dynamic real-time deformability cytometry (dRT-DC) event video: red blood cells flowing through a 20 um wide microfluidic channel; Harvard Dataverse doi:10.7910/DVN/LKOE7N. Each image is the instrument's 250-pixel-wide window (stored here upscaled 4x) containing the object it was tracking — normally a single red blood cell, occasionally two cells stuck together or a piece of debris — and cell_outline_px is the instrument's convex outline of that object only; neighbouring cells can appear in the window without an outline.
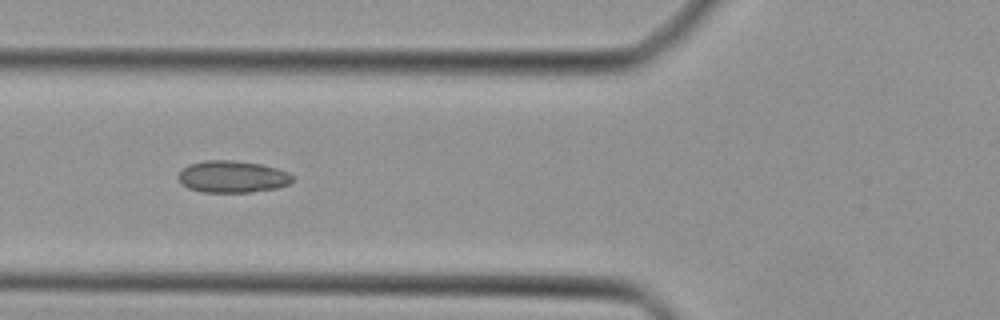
{"species": "Egyptian fruit bat (a non-hibernating species)", "species_latin": "Rousettus aegyptiacus", "temperature_condition": "cold", "stored_images_in_passage": 32, "camera_frame_rate_fps": 3000, "um_per_image_px": 0.085, "animal": {"sex": "female"}, "frame": {"image": 1, "passage_image": 5, "time_ms": 1.333, "image_size_px": [1000, 320], "cell_outline_px": [[296, 180], [288, 184], [276, 188], [252, 192], [204, 192], [188, 188], [180, 180], [180, 172], [188, 164], [204, 160], [232, 160], [260, 164], [276, 168], [288, 172]], "centroid_in_image_um": [19.79, 15.01], "position_along_channel_um": 106.0, "area_um2": 21.1}}
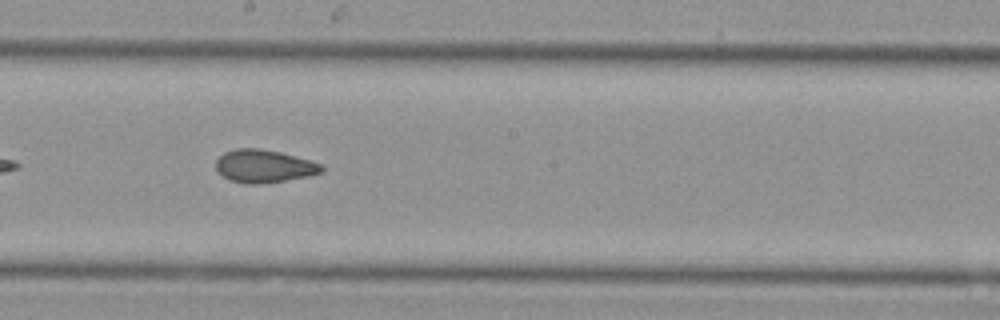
{"frame": {"image": 2, "passage_image": 13, "time_ms": 4.0, "image_size_px": [1000, 320], "cell_outline_px": [[324, 172], [308, 176], [260, 184], [248, 184], [232, 180], [224, 176], [216, 168], [216, 160], [224, 152], [236, 148], [256, 148], [280, 152], [308, 160], [320, 164], [324, 168]], "centroid_in_image_um": [22.44, 14.12], "position_along_channel_um": 225.8, "area_um2": 19.94}}
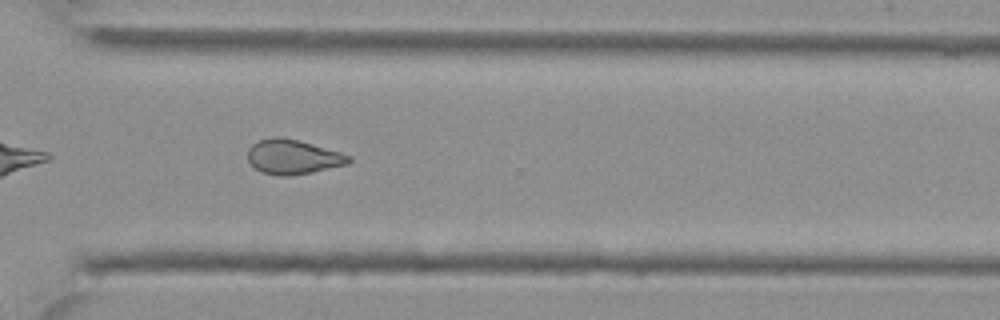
{"frame": {"image": 3, "passage_image": 21, "time_ms": 6.667, "image_size_px": [1000, 320], "cell_outline_px": [[352, 160], [348, 164], [312, 172], [288, 176], [280, 176], [260, 172], [248, 160], [248, 148], [252, 144], [260, 140], [272, 136], [280, 136], [300, 140], [340, 152], [352, 156]], "centroid_in_image_um": [24.91, 13.32], "position_along_channel_um": 345.7, "area_um2": 20.52}}